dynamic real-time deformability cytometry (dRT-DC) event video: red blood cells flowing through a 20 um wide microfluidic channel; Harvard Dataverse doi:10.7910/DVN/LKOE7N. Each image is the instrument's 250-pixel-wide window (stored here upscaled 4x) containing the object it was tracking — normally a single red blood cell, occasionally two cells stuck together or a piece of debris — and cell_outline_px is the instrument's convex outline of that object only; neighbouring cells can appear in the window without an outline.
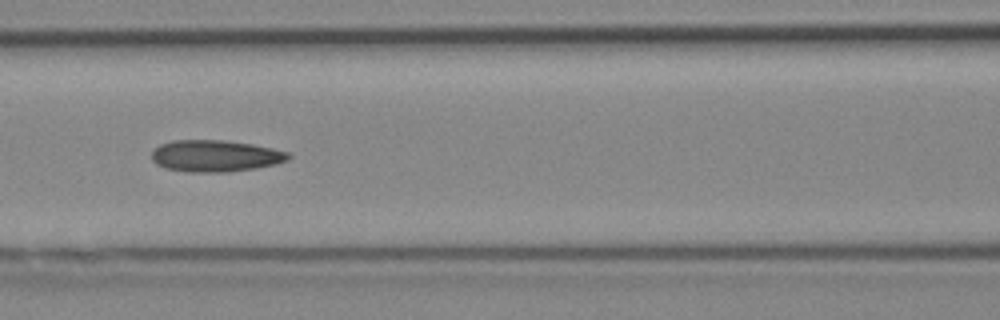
{"species": "Egyptian fruit bat (a non-hibernating species)", "species_latin": "Rousettus aegyptiacus", "temperature_condition": "cold", "stored_images_in_passage": 9, "camera_frame_rate_fps": 3000, "um_per_image_px": 0.085, "animal": {"sex": "female"}, "frame": {"image": 1, "passage_image": 7, "time_ms": 2.0, "image_size_px": [1000, 320], "cell_outline_px": [[292, 156], [288, 160], [276, 164], [256, 168], [228, 172], [188, 172], [164, 168], [156, 164], [152, 160], [152, 152], [160, 144], [172, 140], [220, 140], [252, 144], [272, 148], [288, 152]], "centroid_in_image_um": [18.3, 13.26], "position_along_channel_um": 148.3, "area_um2": 25.32}}
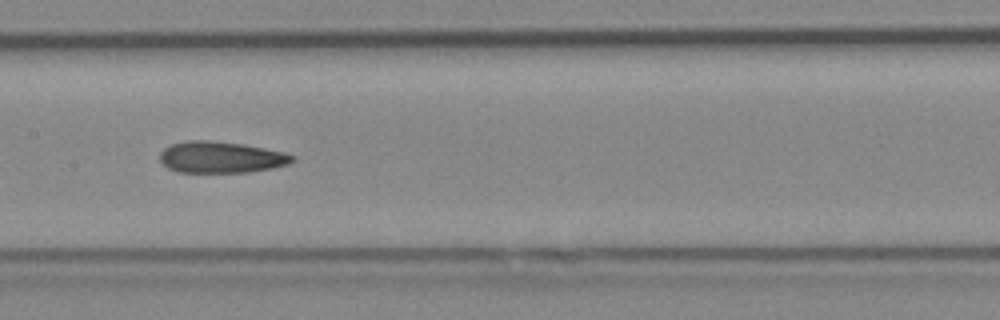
{"frame": {"image": 2, "passage_image": 8, "time_ms": 2.333, "image_size_px": [1000, 320], "cell_outline_px": [[296, 160], [288, 164], [272, 168], [248, 172], [180, 172], [168, 168], [160, 160], [160, 152], [164, 148], [172, 144], [188, 140], [208, 140], [244, 144], [284, 152], [296, 156]], "centroid_in_image_um": [18.81, 13.36], "position_along_channel_um": 188.6, "area_um2": 24.28}}